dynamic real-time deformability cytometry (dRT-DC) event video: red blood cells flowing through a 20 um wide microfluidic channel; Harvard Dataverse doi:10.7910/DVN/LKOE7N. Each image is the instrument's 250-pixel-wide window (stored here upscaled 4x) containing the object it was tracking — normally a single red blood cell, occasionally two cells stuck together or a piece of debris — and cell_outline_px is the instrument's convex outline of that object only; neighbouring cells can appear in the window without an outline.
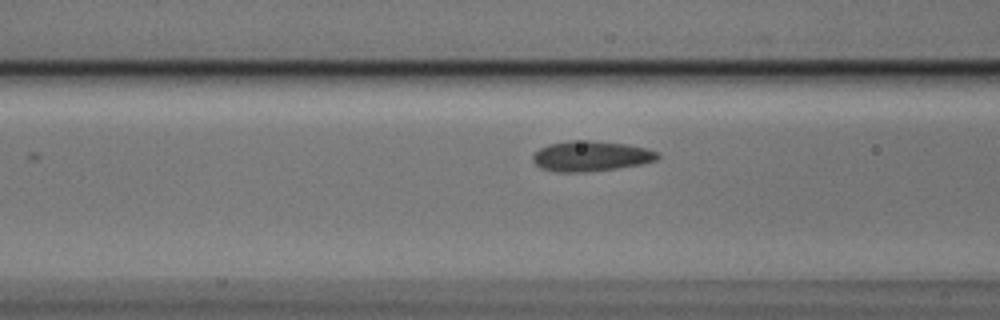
{"species": "Egyptian fruit bat (a non-hibernating species)", "species_latin": "Rousettus aegyptiacus", "temperature_condition": "cold", "stored_images_in_passage": 4, "camera_frame_rate_fps": 3000, "um_per_image_px": 0.085, "animal": {"sex": "male"}, "frame": {"image": 1, "passage_image": 4, "time_ms": 1.0, "image_size_px": [1000, 320], "cell_outline_px": [[660, 156], [656, 160], [640, 164], [616, 168], [588, 172], [556, 172], [540, 168], [532, 160], [532, 156], [540, 148], [548, 144], [568, 140], [588, 140], [628, 144], [648, 148], [660, 152]], "centroid_in_image_um": [50.23, 13.26], "position_along_channel_um": 116.4, "area_um2": 22.25}}